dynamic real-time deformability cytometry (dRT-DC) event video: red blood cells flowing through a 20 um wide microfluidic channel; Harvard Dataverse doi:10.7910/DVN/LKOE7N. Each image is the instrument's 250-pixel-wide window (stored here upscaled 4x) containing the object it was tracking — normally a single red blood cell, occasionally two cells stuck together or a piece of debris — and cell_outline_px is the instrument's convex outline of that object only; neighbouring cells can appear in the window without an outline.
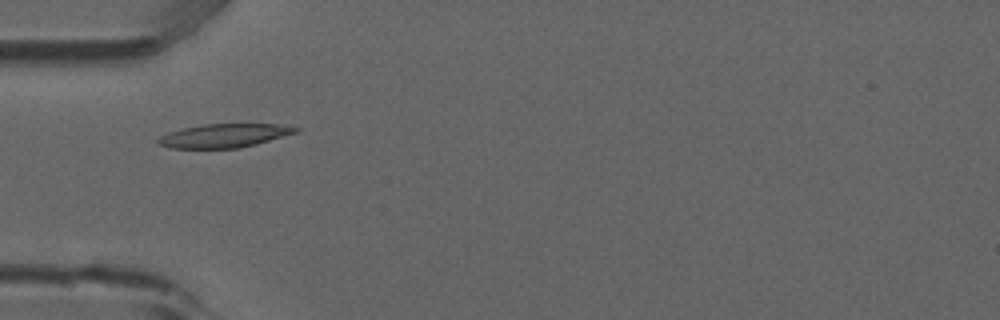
{"species": "common noctule bat (a hibernating species)", "species_latin": "Nyctalus noctula", "temperature_condition": "room temperature", "stored_images_in_passage": 4, "camera_frame_rate_fps": 3000, "um_per_image_px": 0.085, "animal": {"sex": "male", "forearm_length_mm": 52.5}, "frame": {"image": 1, "passage_image": 2, "time_ms": 0.333, "image_size_px": [1000, 320], "cell_outline_px": [[300, 128], [296, 132], [256, 144], [240, 148], [168, 148], [160, 144], [156, 140], [160, 136], [168, 132], [180, 128], [204, 124], [276, 124]], "centroid_in_image_um": [18.99, 11.53], "position_along_channel_um": 66.0, "area_um2": 18.84}}
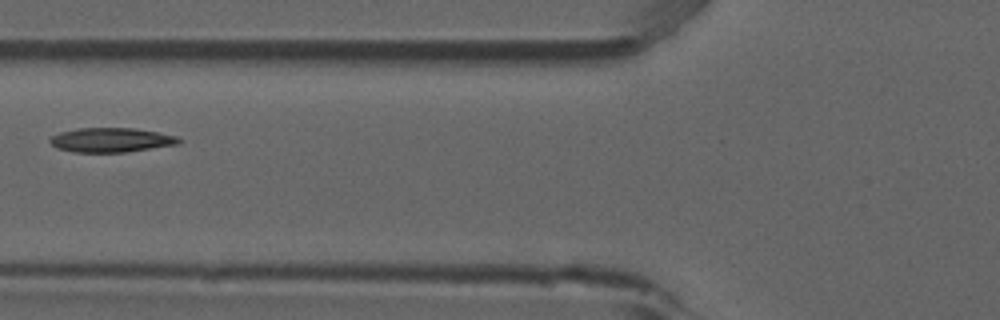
{"frame": {"image": 2, "passage_image": 3, "time_ms": 0.667, "image_size_px": [1000, 320], "cell_outline_px": [[184, 140], [180, 144], [124, 152], [72, 152], [56, 148], [48, 140], [52, 136], [60, 132], [76, 128], [136, 128], [176, 136]], "centroid_in_image_um": [9.45, 11.9], "position_along_channel_um": 116.4, "area_um2": 18.38}}
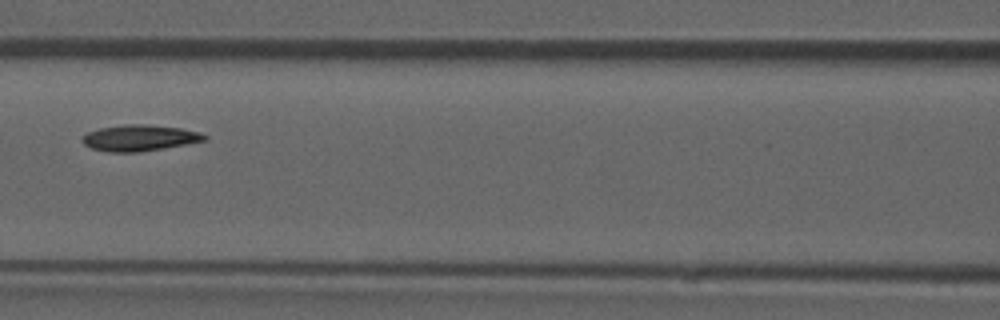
{"frame": {"image": 3, "passage_image": 4, "time_ms": 1.0, "image_size_px": [1000, 320], "cell_outline_px": [[208, 140], [136, 152], [108, 152], [92, 148], [84, 144], [84, 136], [88, 132], [100, 128], [124, 124], [144, 124], [180, 128], [200, 132], [208, 136]], "centroid_in_image_um": [11.88, 11.71], "position_along_channel_um": 154.7, "area_um2": 18.26}}